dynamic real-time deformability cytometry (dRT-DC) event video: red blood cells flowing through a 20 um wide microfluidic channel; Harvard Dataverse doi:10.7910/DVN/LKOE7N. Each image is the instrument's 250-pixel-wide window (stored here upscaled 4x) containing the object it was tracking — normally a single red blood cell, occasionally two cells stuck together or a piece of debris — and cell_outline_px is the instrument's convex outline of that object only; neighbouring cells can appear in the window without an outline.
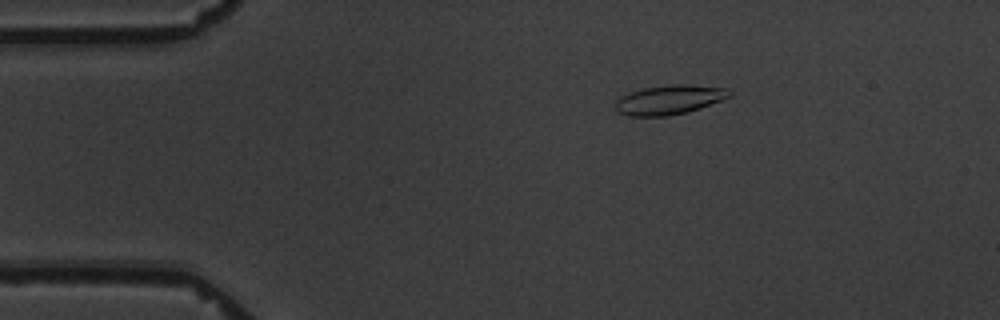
{"species": "common noctule bat (a hibernating species)", "species_latin": "Nyctalus noctula", "temperature_condition": "warm", "stored_images_in_passage": 5, "camera_frame_rate_fps": 3000, "um_per_image_px": 0.085, "animal": {"sex": "male", "body_mass_g": 19.5, "forearm_length_mm": 54.6}, "frame": {"image": 1, "passage_image": 3, "time_ms": 2.333, "image_size_px": [1000, 320], "cell_outline_px": [[732, 96], [700, 108], [688, 112], [668, 116], [628, 116], [616, 112], [616, 100], [620, 96], [628, 92], [644, 88], [664, 84], [684, 84], [728, 88], [732, 92]], "centroid_in_image_um": [56.88, 8.47], "position_along_channel_um": 28.1, "area_um2": 19.83}}